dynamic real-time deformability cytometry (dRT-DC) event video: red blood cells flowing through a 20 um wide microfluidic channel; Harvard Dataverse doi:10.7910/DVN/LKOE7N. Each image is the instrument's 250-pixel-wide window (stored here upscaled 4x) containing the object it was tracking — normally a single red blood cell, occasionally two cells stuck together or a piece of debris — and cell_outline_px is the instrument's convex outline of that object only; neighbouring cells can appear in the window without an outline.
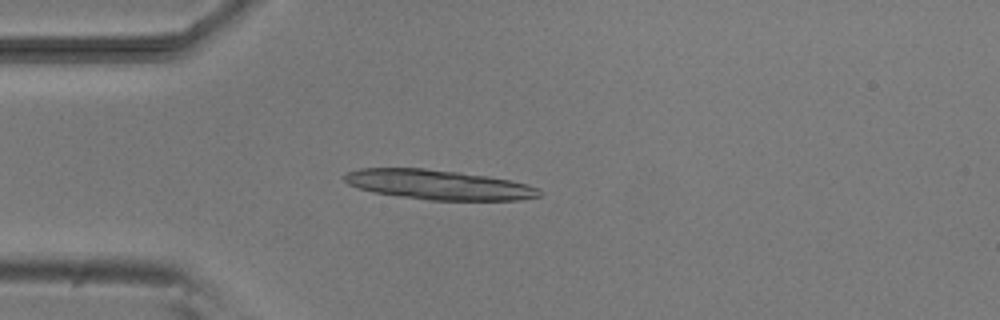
{"species": "common noctule bat (a hibernating species)", "species_latin": "Nyctalus noctula", "temperature_condition": "room temperature", "stored_images_in_passage": 4, "camera_frame_rate_fps": 3000, "um_per_image_px": 0.085, "animal": {"sex": "male", "body_mass_g": 20.5, "forearm_length_mm": 52.5}, "frame": {"image": 1, "passage_image": 4, "time_ms": 3.667, "image_size_px": [1000, 320], "cell_outline_px": [[544, 192], [540, 196], [520, 200], [428, 200], [372, 192], [348, 184], [344, 180], [344, 176], [348, 172], [360, 168], [424, 168], [460, 172], [488, 176], [512, 180], [528, 184], [540, 188]], "centroid_in_image_um": [37.34, 15.7], "position_along_channel_um": 47.7, "area_um2": 33.93}}